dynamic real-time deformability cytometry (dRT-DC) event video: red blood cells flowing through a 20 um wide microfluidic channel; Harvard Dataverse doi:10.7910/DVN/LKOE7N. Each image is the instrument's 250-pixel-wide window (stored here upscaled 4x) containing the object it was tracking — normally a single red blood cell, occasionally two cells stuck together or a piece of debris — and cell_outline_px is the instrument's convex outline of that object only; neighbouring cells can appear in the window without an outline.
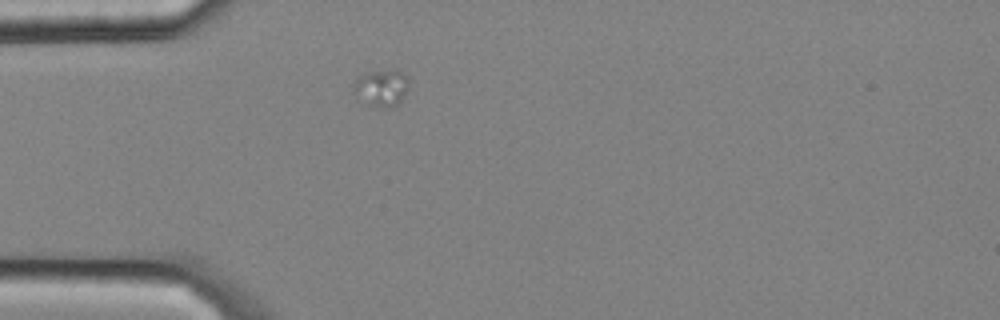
{"species": "common noctule bat (a hibernating species)", "species_latin": "Nyctalus noctula", "temperature_condition": "cold", "stored_images_in_passage": 1, "camera_frame_rate_fps": 3000, "um_per_image_px": 0.085, "animal": {"sex": "male", "body_mass_g": 20.4}, "frame": {"image": 1, "passage_image": 1, "time_ms": 0.0, "image_size_px": [1000, 320], "cell_outline_px": [[408, 88], [404, 96], [392, 108], [388, 108], [372, 104], [356, 96], [352, 88], [356, 80], [360, 76], [368, 72], [396, 68], [404, 72], [408, 76]], "centroid_in_image_um": [32.48, 7.41], "position_along_channel_um": 52.5, "area_um2": 11.79}}